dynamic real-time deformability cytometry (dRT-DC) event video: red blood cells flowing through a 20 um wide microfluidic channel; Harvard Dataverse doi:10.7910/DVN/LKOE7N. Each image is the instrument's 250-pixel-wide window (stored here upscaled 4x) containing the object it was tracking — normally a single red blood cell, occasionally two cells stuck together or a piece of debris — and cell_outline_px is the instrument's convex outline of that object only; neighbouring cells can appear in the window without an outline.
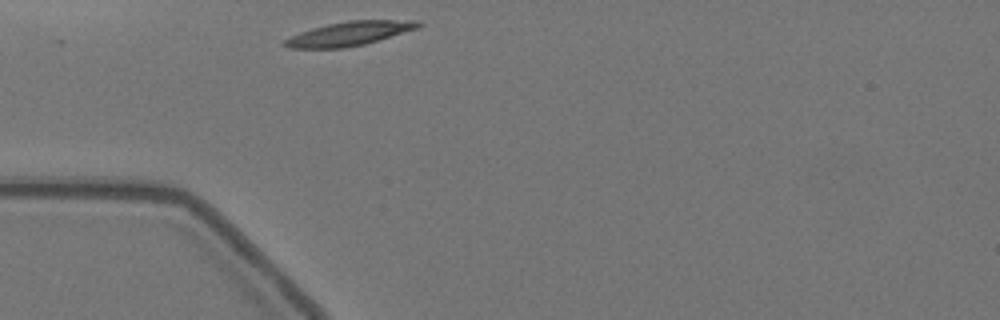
{"species": "Egyptian fruit bat (a non-hibernating species)", "species_latin": "Rousettus aegyptiacus", "temperature_condition": "warm", "stored_images_in_passage": 28, "camera_frame_rate_fps": 3000, "um_per_image_px": 0.085, "animal": {"sex": "female"}, "frame": {"image": 1, "passage_image": 1, "time_ms": 0.0, "image_size_px": [1000, 320], "cell_outline_px": [[424, 24], [420, 28], [364, 44], [344, 48], [288, 48], [280, 44], [284, 40], [300, 32], [312, 28], [328, 24], [348, 20], [420, 20]], "centroid_in_image_um": [29.73, 2.85], "position_along_channel_um": 55.3, "area_um2": 18.84}}
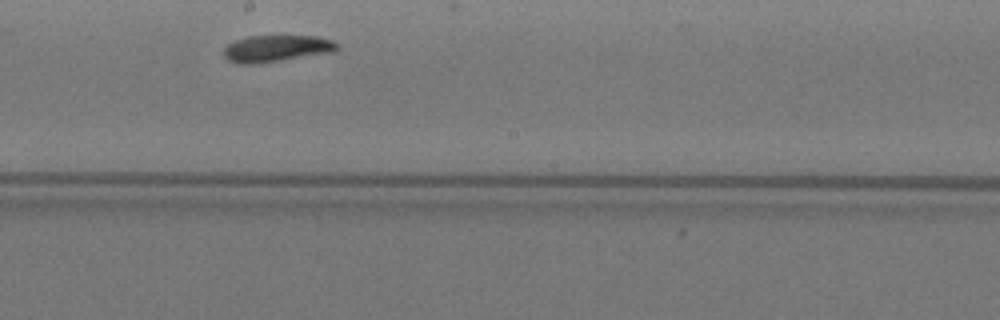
{"frame": {"image": 2, "passage_image": 16, "time_ms": 5.0, "image_size_px": [1000, 320], "cell_outline_px": [[340, 48], [332, 52], [256, 64], [240, 64], [228, 60], [224, 56], [224, 48], [228, 44], [236, 40], [248, 36], [316, 36], [332, 40], [340, 44]], "centroid_in_image_um": [23.51, 4.12], "position_along_channel_um": 224.7, "area_um2": 17.63}}
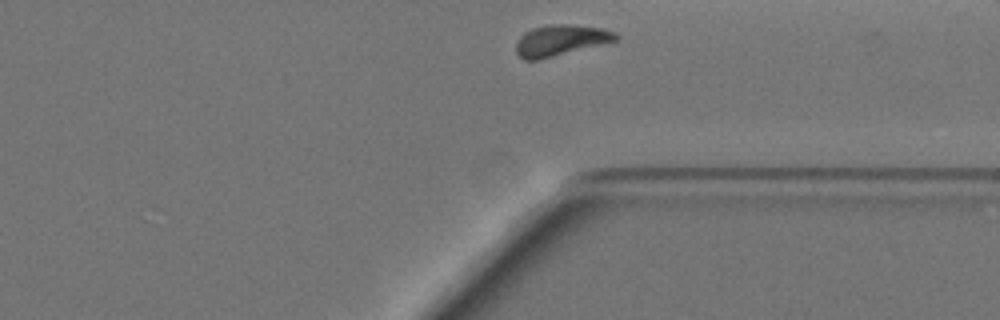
{"frame": {"image": 3, "passage_image": 28, "time_ms": 9.0, "image_size_px": [1000, 320], "cell_outline_px": [[620, 36], [616, 40], [540, 60], [524, 60], [516, 52], [516, 44], [520, 36], [524, 32], [532, 28], [548, 24], [568, 24], [604, 28], [616, 32]], "centroid_in_image_um": [47.64, 3.42], "position_along_channel_um": 363.8, "area_um2": 18.03}, "authors_computed_cell_mechanics": {"area_um2": 17.8313, "velocity_mm_per_s": 3.4948, "shape_relaxation_time_tau1_ms": 4.2684, "shape_relaxation_time_tau2_ms": 2.8881, "deformation_change_tau1": 0.1329, "deformation_change_tau2": 0.0693}}